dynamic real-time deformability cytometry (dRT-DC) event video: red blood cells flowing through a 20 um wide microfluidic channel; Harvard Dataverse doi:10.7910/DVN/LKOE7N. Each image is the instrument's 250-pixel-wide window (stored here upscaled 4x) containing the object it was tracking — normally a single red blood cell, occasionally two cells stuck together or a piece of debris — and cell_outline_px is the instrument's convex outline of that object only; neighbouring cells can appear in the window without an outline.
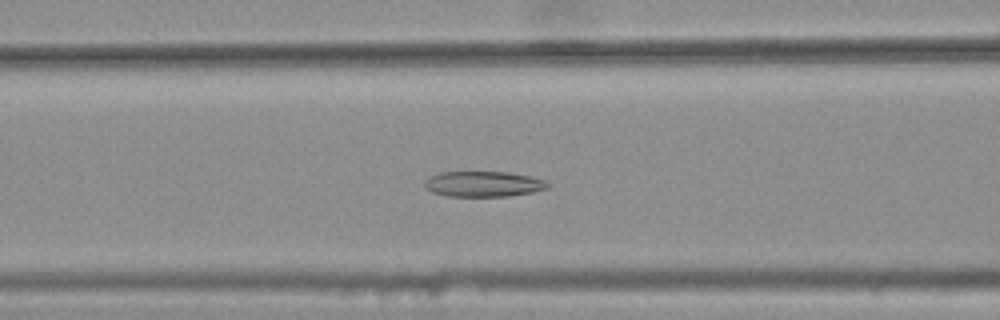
{"species": "common noctule bat (a hibernating species)", "species_latin": "Nyctalus noctula", "temperature_condition": "warm", "stored_images_in_passage": 43, "camera_frame_rate_fps": 3000, "um_per_image_px": 0.085, "animal": {"sex": "female", "body_mass_g": 25.1}, "frame": {"image": 1, "passage_image": 20, "time_ms": 6.333, "image_size_px": [1000, 320], "cell_outline_px": [[552, 184], [548, 188], [532, 192], [508, 196], [448, 196], [432, 192], [424, 188], [424, 180], [428, 176], [440, 172], [508, 172], [532, 176], [544, 180]], "centroid_in_image_um": [41.08, 15.63], "position_along_channel_um": 125.5, "area_um2": 18.5}}
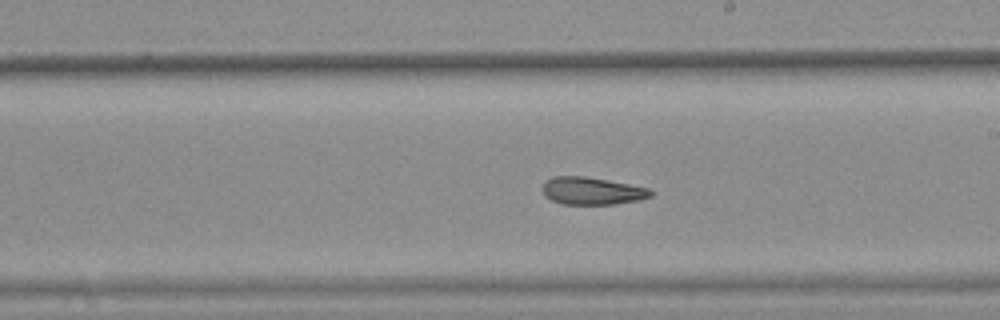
{"frame": {"image": 2, "passage_image": 29, "time_ms": 9.333, "image_size_px": [1000, 320], "cell_outline_px": [[656, 192], [652, 196], [640, 200], [616, 204], [560, 204], [544, 196], [540, 188], [544, 180], [552, 176], [584, 176], [608, 180], [648, 188]], "centroid_in_image_um": [50.28, 16.22], "position_along_channel_um": 238.7, "area_um2": 17.69}}
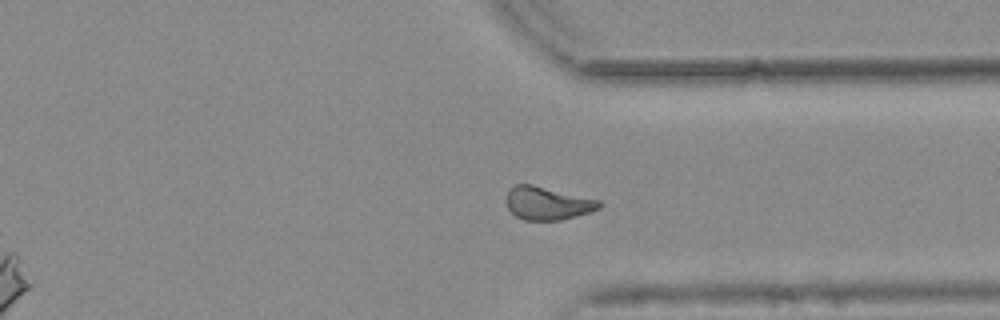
{"frame": {"image": 3, "passage_image": 39, "time_ms": 12.667, "image_size_px": [1000, 320], "cell_outline_px": [[604, 204], [600, 208], [576, 216], [560, 220], [524, 220], [516, 216], [508, 208], [504, 200], [508, 188], [516, 184], [532, 184], [600, 200]], "centroid_in_image_um": [46.5, 17.26], "position_along_channel_um": 364.9, "area_um2": 18.09}, "authors_computed_cell_mechanics": {"area_um2": 18.496, "velocity_mm_per_s": 3.7809, "shape_relaxation_time_tau1_ms": null, "shape_relaxation_time_tau2_ms": 3.8117, "deformation_change_tau1": null, "deformation_change_tau2": 0.0999}}